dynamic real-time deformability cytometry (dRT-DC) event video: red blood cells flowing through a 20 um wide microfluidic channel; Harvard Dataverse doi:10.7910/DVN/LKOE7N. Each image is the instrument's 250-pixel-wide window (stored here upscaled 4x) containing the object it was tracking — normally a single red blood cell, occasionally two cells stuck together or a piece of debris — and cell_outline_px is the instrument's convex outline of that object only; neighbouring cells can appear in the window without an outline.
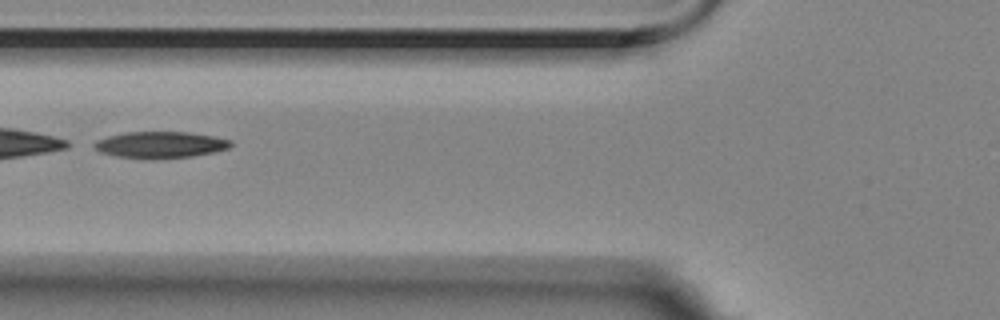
{"species": "Egyptian fruit bat (a non-hibernating species)", "species_latin": "Rousettus aegyptiacus", "temperature_condition": "room temperature", "stored_images_in_passage": 45, "camera_frame_rate_fps": 3000, "um_per_image_px": 0.085, "animal": {"sex": "female"}, "frame": {"image": 1, "passage_image": 11, "time_ms": 3.333, "image_size_px": [1000, 320], "cell_outline_px": [[232, 144], [228, 148], [212, 152], [192, 156], [116, 156], [100, 152], [88, 144], [96, 140], [108, 136], [124, 132], [188, 132], [216, 136], [232, 140]], "centroid_in_image_um": [13.6, 12.25], "position_along_channel_um": 112.2, "area_um2": 20.35}}
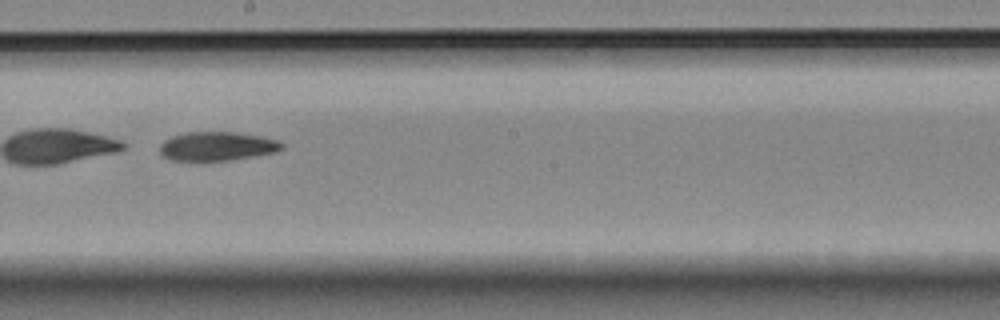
{"frame": {"image": 2, "passage_image": 21, "time_ms": 6.667, "image_size_px": [1000, 320], "cell_outline_px": [[284, 148], [276, 152], [228, 160], [172, 160], [164, 156], [160, 152], [160, 144], [164, 140], [172, 136], [188, 132], [236, 132], [260, 136], [276, 140], [284, 144]], "centroid_in_image_um": [18.45, 12.42], "position_along_channel_um": 229.7, "area_um2": 20.35}}
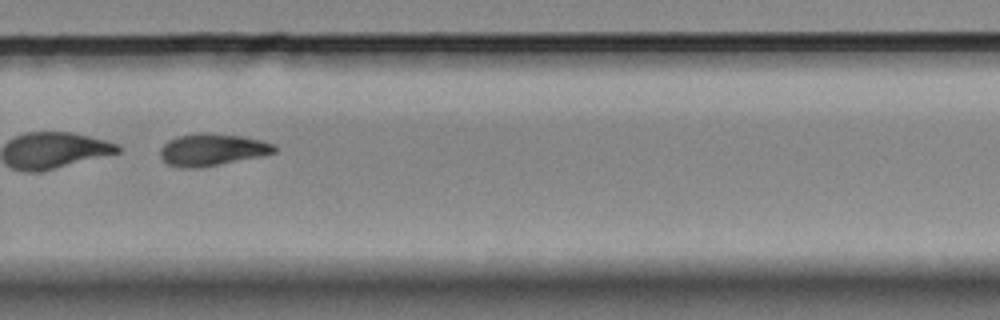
{"frame": {"image": 3, "passage_image": 28, "time_ms": 9.0, "image_size_px": [1000, 320], "cell_outline_px": [[276, 152], [260, 156], [200, 168], [180, 168], [168, 164], [160, 156], [160, 148], [168, 140], [180, 136], [200, 132], [208, 132], [240, 136], [260, 140], [276, 144]], "centroid_in_image_um": [18.02, 12.72], "position_along_channel_um": 311.8, "area_um2": 21.33}, "authors_computed_cell_mechanics": {"area_um2": 21.8484, "velocity_mm_per_s": 3.5203, "shape_relaxation_time_tau1_ms": 2.3703, "shape_relaxation_time_tau2_ms": null, "deformation_change_tau1": 0.2638, "deformation_change_tau2": null}}